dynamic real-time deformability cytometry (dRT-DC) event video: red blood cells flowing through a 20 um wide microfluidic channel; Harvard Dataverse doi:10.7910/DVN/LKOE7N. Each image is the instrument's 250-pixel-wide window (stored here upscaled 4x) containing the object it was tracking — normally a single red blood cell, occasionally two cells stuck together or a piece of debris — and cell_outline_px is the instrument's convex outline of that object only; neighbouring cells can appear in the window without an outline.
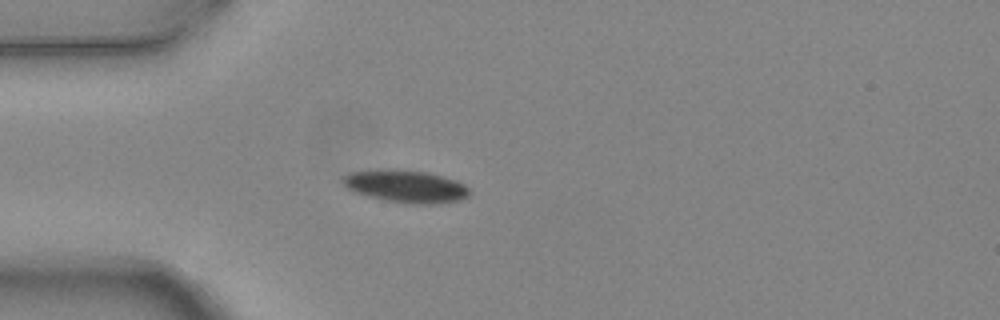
{"species": "common noctule bat (a hibernating species)", "species_latin": "Nyctalus noctula", "temperature_condition": "warm", "stored_images_in_passage": 3, "camera_frame_rate_fps": 3000, "um_per_image_px": 0.085, "animal": {"sex": "female", "body_mass_g": 24.6, "forearm_length_mm": 56.2}, "frame": {"image": 1, "passage_image": 3, "time_ms": 0.667, "image_size_px": [1000, 320], "cell_outline_px": [[468, 196], [460, 200], [424, 204], [408, 204], [384, 200], [368, 196], [356, 192], [348, 188], [340, 180], [340, 176], [348, 172], [388, 168], [396, 168], [428, 172], [444, 176], [456, 180], [464, 184], [468, 188]], "centroid_in_image_um": [34.44, 15.8], "position_along_channel_um": 50.6, "area_um2": 24.28}}